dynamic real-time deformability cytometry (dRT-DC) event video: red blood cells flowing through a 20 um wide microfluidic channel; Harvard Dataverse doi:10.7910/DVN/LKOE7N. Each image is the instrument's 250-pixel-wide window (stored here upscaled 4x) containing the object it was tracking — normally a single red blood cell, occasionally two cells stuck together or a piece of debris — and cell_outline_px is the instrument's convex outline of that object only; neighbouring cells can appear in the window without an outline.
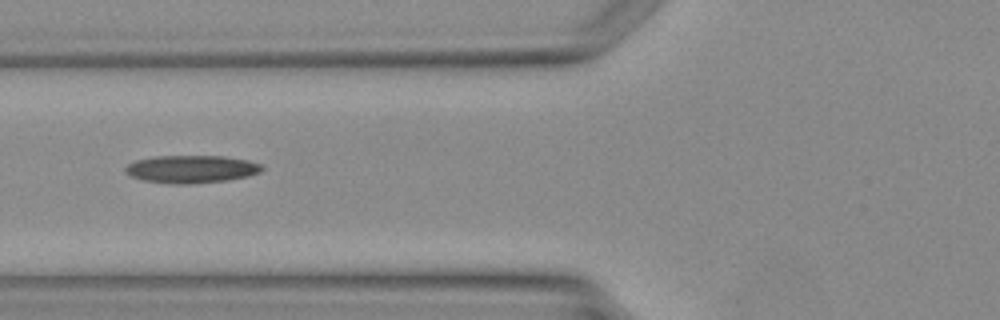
{"species": "Egyptian fruit bat (a non-hibernating species)", "species_latin": "Rousettus aegyptiacus", "temperature_condition": "warm", "stored_images_in_passage": 2, "camera_frame_rate_fps": 3000, "um_per_image_px": 0.085, "animal": {"sex": "female"}, "frame": {"image": 1, "passage_image": 2, "time_ms": 1.333, "image_size_px": [1000, 320], "cell_outline_px": [[264, 168], [260, 172], [248, 176], [228, 180], [192, 184], [168, 184], [144, 180], [132, 176], [124, 172], [124, 168], [128, 164], [136, 160], [156, 156], [224, 156], [248, 160], [260, 164]], "centroid_in_image_um": [16.26, 14.38], "position_along_channel_um": 109.5, "area_um2": 22.14}}